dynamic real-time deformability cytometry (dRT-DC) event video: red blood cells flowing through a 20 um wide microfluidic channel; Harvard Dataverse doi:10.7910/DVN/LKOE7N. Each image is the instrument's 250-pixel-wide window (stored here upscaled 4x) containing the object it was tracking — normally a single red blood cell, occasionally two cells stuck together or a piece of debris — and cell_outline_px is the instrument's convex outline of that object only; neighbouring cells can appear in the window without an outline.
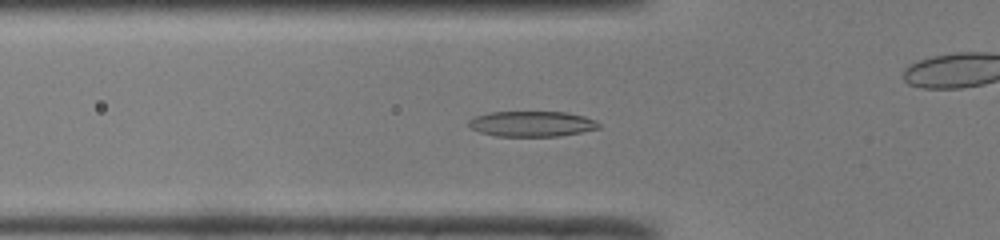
{"species": "common noctule bat (a hibernating species)", "species_latin": "Nyctalus noctula", "temperature_condition": "room temperature", "stored_images_in_passage": 52, "camera_frame_rate_fps": 3000, "um_per_image_px": 0.085, "animal": {"sex": "male", "body_mass_g": 19.0, "forearm_length_mm": 50.8}, "frame": {"image": 1, "passage_image": 18, "time_ms": 5.667, "image_size_px": [1000, 240], "cell_outline_px": [[600, 128], [560, 136], [496, 136], [480, 132], [472, 128], [468, 124], [468, 120], [476, 116], [488, 112], [564, 112], [584, 116], [596, 120], [600, 124]], "centroid_in_image_um": [45.21, 10.52], "position_along_channel_um": 80.6, "area_um2": 19.25}}
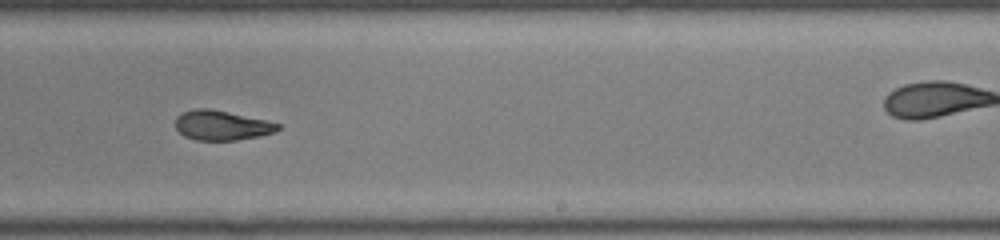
{"frame": {"image": 2, "passage_image": 32, "time_ms": 10.333, "image_size_px": [1000, 240], "cell_outline_px": [[280, 128], [276, 132], [260, 136], [236, 140], [196, 140], [184, 136], [176, 128], [176, 116], [192, 108], [208, 108], [228, 112], [264, 120], [280, 124]], "centroid_in_image_um": [18.83, 10.66], "position_along_channel_um": 270.2, "area_um2": 17.63}}
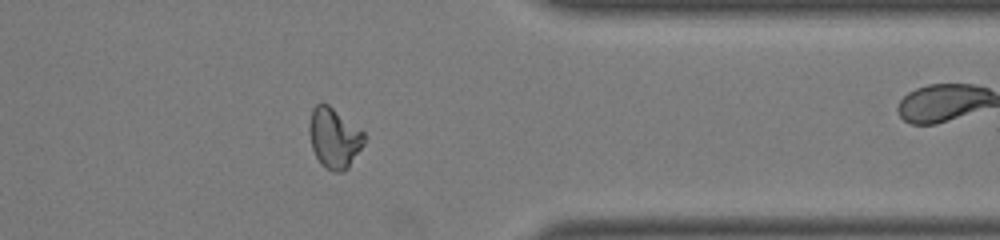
{"frame": {"image": 3, "passage_image": 41, "time_ms": 13.333, "image_size_px": [1000, 240], "cell_outline_px": [[368, 136], [364, 144], [348, 168], [344, 172], [332, 172], [324, 168], [320, 164], [312, 148], [308, 128], [308, 124], [312, 108], [316, 104], [328, 104], [364, 132]], "centroid_in_image_um": [28.41, 11.75], "position_along_channel_um": 383.0, "area_um2": 19.54}, "authors_computed_cell_mechanics": {"area_um2": 19.3052, "velocity_mm_per_s": 4.0631, "shape_relaxation_time_tau1_ms": null, "shape_relaxation_time_tau2_ms": 2.4225, "deformation_change_tau1": null, "deformation_change_tau2": 0.0898}}